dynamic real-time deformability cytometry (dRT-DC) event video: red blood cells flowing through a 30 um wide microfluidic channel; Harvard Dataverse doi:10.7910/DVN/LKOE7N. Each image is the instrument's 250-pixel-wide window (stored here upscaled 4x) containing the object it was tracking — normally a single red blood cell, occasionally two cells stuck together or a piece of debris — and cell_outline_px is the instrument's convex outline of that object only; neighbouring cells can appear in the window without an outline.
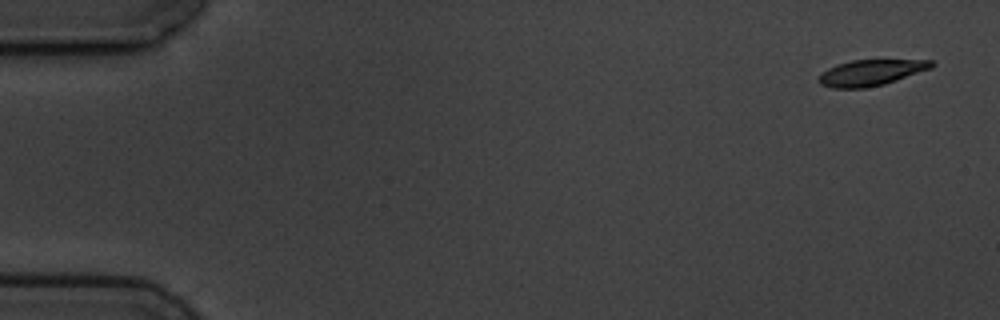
{"species": "common noctule bat (a hibernating species)", "species_latin": "Nyctalus noctula", "temperature_condition": "cold", "stored_images_in_passage": 4, "camera_frame_rate_fps": 3000, "um_per_image_px": 0.085, "animal": {"sex": "male", "body_mass_g": 19.5, "forearm_length_mm": 54.6}, "frame": {"image": 1, "passage_image": 1, "time_ms": 0.0, "image_size_px": [1000, 320], "cell_outline_px": [[936, 64], [932, 68], [884, 84], [864, 88], [832, 88], [820, 84], [816, 80], [820, 72], [836, 64], [852, 60], [932, 60]], "centroid_in_image_um": [73.98, 6.17], "position_along_channel_um": 11.0, "area_um2": 17.17}}
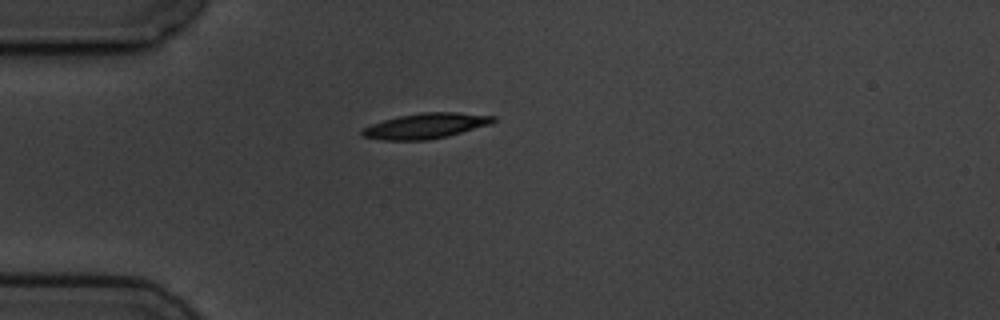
{"frame": {"image": 2, "passage_image": 4, "time_ms": 4.333, "image_size_px": [1000, 320], "cell_outline_px": [[496, 120], [492, 124], [448, 136], [428, 140], [384, 140], [364, 136], [360, 132], [364, 128], [372, 124], [384, 120], [400, 116], [420, 112], [456, 112], [496, 116]], "centroid_in_image_um": [36.24, 10.69], "position_along_channel_um": 48.8, "area_um2": 19.31}}